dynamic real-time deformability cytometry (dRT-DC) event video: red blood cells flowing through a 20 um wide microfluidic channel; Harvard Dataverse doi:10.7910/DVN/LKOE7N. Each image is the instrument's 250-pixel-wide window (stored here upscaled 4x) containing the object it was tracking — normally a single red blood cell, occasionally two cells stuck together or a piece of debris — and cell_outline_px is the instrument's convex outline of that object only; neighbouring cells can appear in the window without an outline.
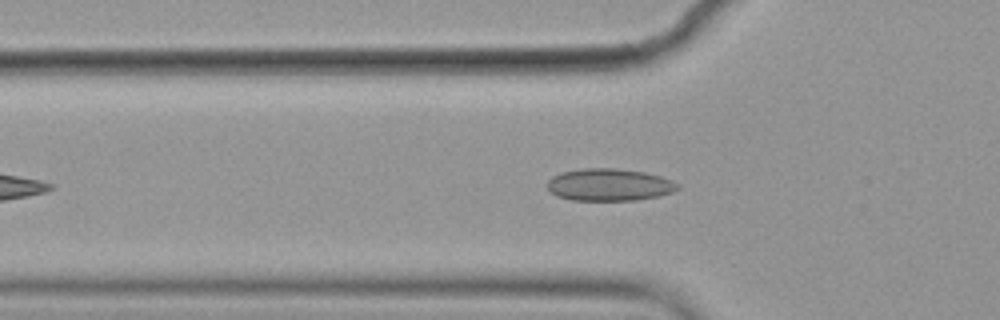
{"species": "common noctule bat (a hibernating species)", "species_latin": "Nyctalus noctula", "temperature_condition": "cold", "stored_images_in_passage": 45, "camera_frame_rate_fps": 3000, "um_per_image_px": 0.085, "animal": {"sex": "female", "body_mass_g": 19.9}, "frame": {"image": 1, "passage_image": 11, "time_ms": 3.333, "image_size_px": [1000, 320], "cell_outline_px": [[680, 188], [672, 192], [656, 196], [636, 200], [572, 200], [556, 196], [548, 188], [548, 180], [552, 176], [564, 172], [580, 168], [616, 168], [644, 172], [660, 176], [672, 180], [680, 184]], "centroid_in_image_um": [51.8, 15.7], "position_along_channel_um": 74.0, "area_um2": 24.45}}
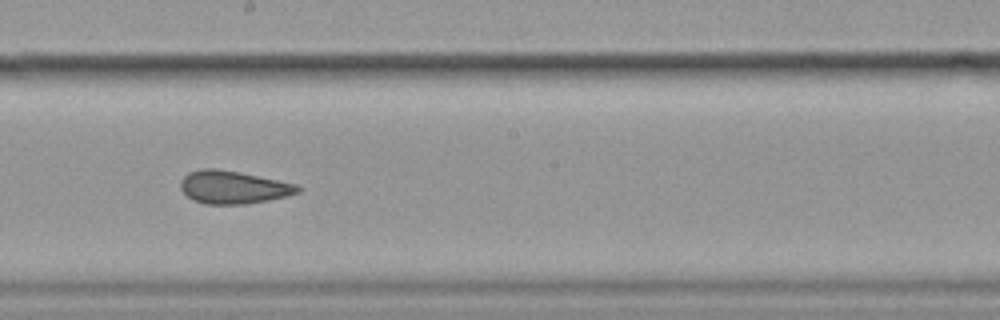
{"frame": {"image": 2, "passage_image": 24, "time_ms": 7.667, "image_size_px": [1000, 320], "cell_outline_px": [[300, 192], [288, 196], [268, 200], [244, 204], [204, 204], [192, 200], [180, 188], [180, 180], [188, 172], [204, 168], [216, 168], [240, 172], [296, 184], [300, 188]], "centroid_in_image_um": [19.8, 15.91], "position_along_channel_um": 228.4, "area_um2": 22.48}}
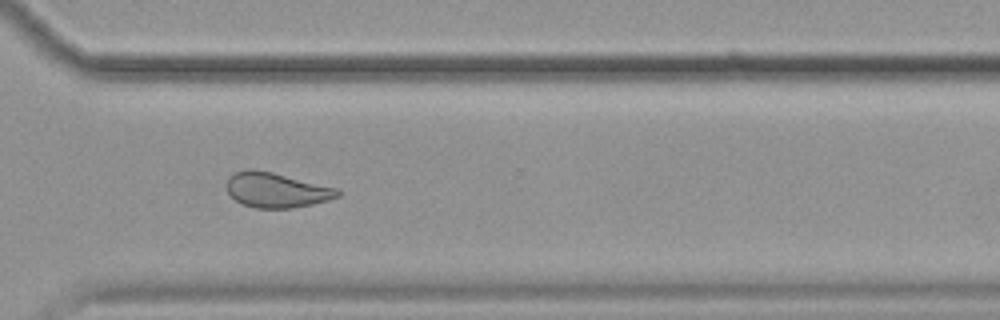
{"frame": {"image": 3, "passage_image": 34, "time_ms": 11.0, "image_size_px": [1000, 320], "cell_outline_px": [[340, 196], [328, 200], [312, 204], [292, 208], [256, 208], [244, 204], [236, 200], [228, 192], [228, 176], [236, 172], [248, 168], [252, 168], [272, 172], [336, 188], [340, 192]], "centroid_in_image_um": [23.49, 16.15], "position_along_channel_um": 347.1, "area_um2": 22.31}, "authors_computed_cell_mechanics": {"area_um2": 23.2356, "velocity_mm_per_s": 3.5636, "shape_relaxation_time_tau1_ms": null, "shape_relaxation_time_tau2_ms": 1.3851, "deformation_change_tau1": null, "deformation_change_tau2": 0.07}}